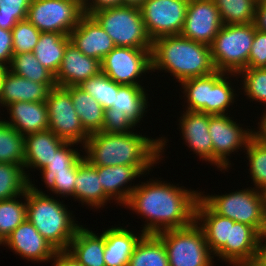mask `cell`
Here are the masks:
<instances>
[{
    "instance_id": "cell-3",
    "label": "cell",
    "mask_w": 266,
    "mask_h": 266,
    "mask_svg": "<svg viewBox=\"0 0 266 266\" xmlns=\"http://www.w3.org/2000/svg\"><path fill=\"white\" fill-rule=\"evenodd\" d=\"M152 71L169 72L179 84L187 79L204 77L216 71L210 46L181 34L156 38L151 50Z\"/></svg>"
},
{
    "instance_id": "cell-37",
    "label": "cell",
    "mask_w": 266,
    "mask_h": 266,
    "mask_svg": "<svg viewBox=\"0 0 266 266\" xmlns=\"http://www.w3.org/2000/svg\"><path fill=\"white\" fill-rule=\"evenodd\" d=\"M18 198H24V201ZM26 202V193H23L22 197L17 196L0 201V241L2 243L27 219Z\"/></svg>"
},
{
    "instance_id": "cell-15",
    "label": "cell",
    "mask_w": 266,
    "mask_h": 266,
    "mask_svg": "<svg viewBox=\"0 0 266 266\" xmlns=\"http://www.w3.org/2000/svg\"><path fill=\"white\" fill-rule=\"evenodd\" d=\"M223 25L213 0H189L181 35L210 46Z\"/></svg>"
},
{
    "instance_id": "cell-22",
    "label": "cell",
    "mask_w": 266,
    "mask_h": 266,
    "mask_svg": "<svg viewBox=\"0 0 266 266\" xmlns=\"http://www.w3.org/2000/svg\"><path fill=\"white\" fill-rule=\"evenodd\" d=\"M56 86V83L34 82L4 69L0 108L19 101L45 102L50 90Z\"/></svg>"
},
{
    "instance_id": "cell-36",
    "label": "cell",
    "mask_w": 266,
    "mask_h": 266,
    "mask_svg": "<svg viewBox=\"0 0 266 266\" xmlns=\"http://www.w3.org/2000/svg\"><path fill=\"white\" fill-rule=\"evenodd\" d=\"M24 136L13 126L0 119V162L24 167Z\"/></svg>"
},
{
    "instance_id": "cell-51",
    "label": "cell",
    "mask_w": 266,
    "mask_h": 266,
    "mask_svg": "<svg viewBox=\"0 0 266 266\" xmlns=\"http://www.w3.org/2000/svg\"><path fill=\"white\" fill-rule=\"evenodd\" d=\"M251 266H266V230L259 236L257 254Z\"/></svg>"
},
{
    "instance_id": "cell-30",
    "label": "cell",
    "mask_w": 266,
    "mask_h": 266,
    "mask_svg": "<svg viewBox=\"0 0 266 266\" xmlns=\"http://www.w3.org/2000/svg\"><path fill=\"white\" fill-rule=\"evenodd\" d=\"M71 95L72 103L82 127L88 134L101 132L104 123L103 107L79 86L65 88Z\"/></svg>"
},
{
    "instance_id": "cell-33",
    "label": "cell",
    "mask_w": 266,
    "mask_h": 266,
    "mask_svg": "<svg viewBox=\"0 0 266 266\" xmlns=\"http://www.w3.org/2000/svg\"><path fill=\"white\" fill-rule=\"evenodd\" d=\"M76 143L65 142L54 154L50 163L40 170L41 178H43L45 187L52 191L55 184L56 174L68 173L83 157L80 155L81 152L77 148L74 149ZM73 147V148H71ZM77 149V151H76Z\"/></svg>"
},
{
    "instance_id": "cell-46",
    "label": "cell",
    "mask_w": 266,
    "mask_h": 266,
    "mask_svg": "<svg viewBox=\"0 0 266 266\" xmlns=\"http://www.w3.org/2000/svg\"><path fill=\"white\" fill-rule=\"evenodd\" d=\"M85 160L83 157L73 168H71L68 173L56 174L55 184L52 193L55 195H61L63 198L66 196L74 197V181L76 180V171L78 166Z\"/></svg>"
},
{
    "instance_id": "cell-23",
    "label": "cell",
    "mask_w": 266,
    "mask_h": 266,
    "mask_svg": "<svg viewBox=\"0 0 266 266\" xmlns=\"http://www.w3.org/2000/svg\"><path fill=\"white\" fill-rule=\"evenodd\" d=\"M65 142L58 138L50 129L24 136V169L30 181L32 179H30V173H27L29 171L28 168H34L38 171L44 169L50 163L56 151Z\"/></svg>"
},
{
    "instance_id": "cell-48",
    "label": "cell",
    "mask_w": 266,
    "mask_h": 266,
    "mask_svg": "<svg viewBox=\"0 0 266 266\" xmlns=\"http://www.w3.org/2000/svg\"><path fill=\"white\" fill-rule=\"evenodd\" d=\"M84 14L91 15L98 10L122 6V0H82Z\"/></svg>"
},
{
    "instance_id": "cell-26",
    "label": "cell",
    "mask_w": 266,
    "mask_h": 266,
    "mask_svg": "<svg viewBox=\"0 0 266 266\" xmlns=\"http://www.w3.org/2000/svg\"><path fill=\"white\" fill-rule=\"evenodd\" d=\"M74 200L81 201L89 208H103L112 200L103 190L98 166H92L86 159L78 166L76 180L74 181Z\"/></svg>"
},
{
    "instance_id": "cell-14",
    "label": "cell",
    "mask_w": 266,
    "mask_h": 266,
    "mask_svg": "<svg viewBox=\"0 0 266 266\" xmlns=\"http://www.w3.org/2000/svg\"><path fill=\"white\" fill-rule=\"evenodd\" d=\"M188 4L189 0H145L140 11L150 39L181 34Z\"/></svg>"
},
{
    "instance_id": "cell-42",
    "label": "cell",
    "mask_w": 266,
    "mask_h": 266,
    "mask_svg": "<svg viewBox=\"0 0 266 266\" xmlns=\"http://www.w3.org/2000/svg\"><path fill=\"white\" fill-rule=\"evenodd\" d=\"M13 54L33 52L41 32L27 19L19 21L11 30Z\"/></svg>"
},
{
    "instance_id": "cell-17",
    "label": "cell",
    "mask_w": 266,
    "mask_h": 266,
    "mask_svg": "<svg viewBox=\"0 0 266 266\" xmlns=\"http://www.w3.org/2000/svg\"><path fill=\"white\" fill-rule=\"evenodd\" d=\"M23 259L35 262H50L55 252L53 248L29 220L22 222L2 243Z\"/></svg>"
},
{
    "instance_id": "cell-47",
    "label": "cell",
    "mask_w": 266,
    "mask_h": 266,
    "mask_svg": "<svg viewBox=\"0 0 266 266\" xmlns=\"http://www.w3.org/2000/svg\"><path fill=\"white\" fill-rule=\"evenodd\" d=\"M13 56V38L11 30L0 28V67L8 69Z\"/></svg>"
},
{
    "instance_id": "cell-38",
    "label": "cell",
    "mask_w": 266,
    "mask_h": 266,
    "mask_svg": "<svg viewBox=\"0 0 266 266\" xmlns=\"http://www.w3.org/2000/svg\"><path fill=\"white\" fill-rule=\"evenodd\" d=\"M245 150L254 188L266 193V142L255 134Z\"/></svg>"
},
{
    "instance_id": "cell-28",
    "label": "cell",
    "mask_w": 266,
    "mask_h": 266,
    "mask_svg": "<svg viewBox=\"0 0 266 266\" xmlns=\"http://www.w3.org/2000/svg\"><path fill=\"white\" fill-rule=\"evenodd\" d=\"M81 225L67 251L83 266H105V237Z\"/></svg>"
},
{
    "instance_id": "cell-27",
    "label": "cell",
    "mask_w": 266,
    "mask_h": 266,
    "mask_svg": "<svg viewBox=\"0 0 266 266\" xmlns=\"http://www.w3.org/2000/svg\"><path fill=\"white\" fill-rule=\"evenodd\" d=\"M260 234L251 226L230 224L229 265L251 266L257 254Z\"/></svg>"
},
{
    "instance_id": "cell-11",
    "label": "cell",
    "mask_w": 266,
    "mask_h": 266,
    "mask_svg": "<svg viewBox=\"0 0 266 266\" xmlns=\"http://www.w3.org/2000/svg\"><path fill=\"white\" fill-rule=\"evenodd\" d=\"M152 48L116 46L101 61V71L121 85H141L140 78L152 73Z\"/></svg>"
},
{
    "instance_id": "cell-4",
    "label": "cell",
    "mask_w": 266,
    "mask_h": 266,
    "mask_svg": "<svg viewBox=\"0 0 266 266\" xmlns=\"http://www.w3.org/2000/svg\"><path fill=\"white\" fill-rule=\"evenodd\" d=\"M30 181L26 190L27 220L38 230L43 238L56 250H67L81 226L72 216L63 201L46 195ZM60 201V202H59Z\"/></svg>"
},
{
    "instance_id": "cell-6",
    "label": "cell",
    "mask_w": 266,
    "mask_h": 266,
    "mask_svg": "<svg viewBox=\"0 0 266 266\" xmlns=\"http://www.w3.org/2000/svg\"><path fill=\"white\" fill-rule=\"evenodd\" d=\"M200 198L218 215L253 227L260 235L266 230V193L254 187Z\"/></svg>"
},
{
    "instance_id": "cell-34",
    "label": "cell",
    "mask_w": 266,
    "mask_h": 266,
    "mask_svg": "<svg viewBox=\"0 0 266 266\" xmlns=\"http://www.w3.org/2000/svg\"><path fill=\"white\" fill-rule=\"evenodd\" d=\"M8 70L34 82L56 83L55 75L37 60L33 52L13 54Z\"/></svg>"
},
{
    "instance_id": "cell-49",
    "label": "cell",
    "mask_w": 266,
    "mask_h": 266,
    "mask_svg": "<svg viewBox=\"0 0 266 266\" xmlns=\"http://www.w3.org/2000/svg\"><path fill=\"white\" fill-rule=\"evenodd\" d=\"M253 24L255 29L266 33V0H257Z\"/></svg>"
},
{
    "instance_id": "cell-29",
    "label": "cell",
    "mask_w": 266,
    "mask_h": 266,
    "mask_svg": "<svg viewBox=\"0 0 266 266\" xmlns=\"http://www.w3.org/2000/svg\"><path fill=\"white\" fill-rule=\"evenodd\" d=\"M142 85H121L115 92L114 112L125 113L126 117L137 126L147 113L148 95ZM146 109V110H145Z\"/></svg>"
},
{
    "instance_id": "cell-31",
    "label": "cell",
    "mask_w": 266,
    "mask_h": 266,
    "mask_svg": "<svg viewBox=\"0 0 266 266\" xmlns=\"http://www.w3.org/2000/svg\"><path fill=\"white\" fill-rule=\"evenodd\" d=\"M70 38L61 33L42 32L33 54L37 60L54 75L57 74Z\"/></svg>"
},
{
    "instance_id": "cell-39",
    "label": "cell",
    "mask_w": 266,
    "mask_h": 266,
    "mask_svg": "<svg viewBox=\"0 0 266 266\" xmlns=\"http://www.w3.org/2000/svg\"><path fill=\"white\" fill-rule=\"evenodd\" d=\"M226 25L249 24L254 21L257 0H213Z\"/></svg>"
},
{
    "instance_id": "cell-52",
    "label": "cell",
    "mask_w": 266,
    "mask_h": 266,
    "mask_svg": "<svg viewBox=\"0 0 266 266\" xmlns=\"http://www.w3.org/2000/svg\"><path fill=\"white\" fill-rule=\"evenodd\" d=\"M260 122H258V130L256 129V134L266 142V111L263 112L262 118L260 117Z\"/></svg>"
},
{
    "instance_id": "cell-50",
    "label": "cell",
    "mask_w": 266,
    "mask_h": 266,
    "mask_svg": "<svg viewBox=\"0 0 266 266\" xmlns=\"http://www.w3.org/2000/svg\"><path fill=\"white\" fill-rule=\"evenodd\" d=\"M52 262V266H83L67 250H57Z\"/></svg>"
},
{
    "instance_id": "cell-7",
    "label": "cell",
    "mask_w": 266,
    "mask_h": 266,
    "mask_svg": "<svg viewBox=\"0 0 266 266\" xmlns=\"http://www.w3.org/2000/svg\"><path fill=\"white\" fill-rule=\"evenodd\" d=\"M255 36L253 22L249 24H224L210 45L216 71L238 74L247 68Z\"/></svg>"
},
{
    "instance_id": "cell-12",
    "label": "cell",
    "mask_w": 266,
    "mask_h": 266,
    "mask_svg": "<svg viewBox=\"0 0 266 266\" xmlns=\"http://www.w3.org/2000/svg\"><path fill=\"white\" fill-rule=\"evenodd\" d=\"M230 115L209 114V134L213 144V164L222 172L227 171L231 163L228 159L232 152L245 149L256 134L255 129L241 127ZM247 129V130H246ZM241 147V148H240ZM243 147V148H242ZM227 169V170H226Z\"/></svg>"
},
{
    "instance_id": "cell-13",
    "label": "cell",
    "mask_w": 266,
    "mask_h": 266,
    "mask_svg": "<svg viewBox=\"0 0 266 266\" xmlns=\"http://www.w3.org/2000/svg\"><path fill=\"white\" fill-rule=\"evenodd\" d=\"M50 129L58 138L85 145L89 134L84 130L70 93L60 86L52 88L45 101Z\"/></svg>"
},
{
    "instance_id": "cell-45",
    "label": "cell",
    "mask_w": 266,
    "mask_h": 266,
    "mask_svg": "<svg viewBox=\"0 0 266 266\" xmlns=\"http://www.w3.org/2000/svg\"><path fill=\"white\" fill-rule=\"evenodd\" d=\"M247 68H266V33L255 29Z\"/></svg>"
},
{
    "instance_id": "cell-8",
    "label": "cell",
    "mask_w": 266,
    "mask_h": 266,
    "mask_svg": "<svg viewBox=\"0 0 266 266\" xmlns=\"http://www.w3.org/2000/svg\"><path fill=\"white\" fill-rule=\"evenodd\" d=\"M91 16L107 32L115 46L152 48L139 7H109L93 12Z\"/></svg>"
},
{
    "instance_id": "cell-18",
    "label": "cell",
    "mask_w": 266,
    "mask_h": 266,
    "mask_svg": "<svg viewBox=\"0 0 266 266\" xmlns=\"http://www.w3.org/2000/svg\"><path fill=\"white\" fill-rule=\"evenodd\" d=\"M69 38L70 42L84 55L99 61H102L116 47L107 32L91 15L87 14L80 18L78 25L69 34Z\"/></svg>"
},
{
    "instance_id": "cell-5",
    "label": "cell",
    "mask_w": 266,
    "mask_h": 266,
    "mask_svg": "<svg viewBox=\"0 0 266 266\" xmlns=\"http://www.w3.org/2000/svg\"><path fill=\"white\" fill-rule=\"evenodd\" d=\"M231 76L239 78L235 73L215 71L204 77L182 81L179 85L183 88V97L187 103L185 109L210 115H227L228 108L236 102L234 100L238 96L229 79Z\"/></svg>"
},
{
    "instance_id": "cell-19",
    "label": "cell",
    "mask_w": 266,
    "mask_h": 266,
    "mask_svg": "<svg viewBox=\"0 0 266 266\" xmlns=\"http://www.w3.org/2000/svg\"><path fill=\"white\" fill-rule=\"evenodd\" d=\"M151 167L154 166H98V177H100L104 192L117 204L123 206L138 185H131L133 179L139 178L140 175H147V172L149 174Z\"/></svg>"
},
{
    "instance_id": "cell-54",
    "label": "cell",
    "mask_w": 266,
    "mask_h": 266,
    "mask_svg": "<svg viewBox=\"0 0 266 266\" xmlns=\"http://www.w3.org/2000/svg\"><path fill=\"white\" fill-rule=\"evenodd\" d=\"M3 71H4V68L0 67V94L2 91Z\"/></svg>"
},
{
    "instance_id": "cell-24",
    "label": "cell",
    "mask_w": 266,
    "mask_h": 266,
    "mask_svg": "<svg viewBox=\"0 0 266 266\" xmlns=\"http://www.w3.org/2000/svg\"><path fill=\"white\" fill-rule=\"evenodd\" d=\"M9 120L4 121L13 126L23 136L47 130L49 127L48 112L45 102L19 101L9 104Z\"/></svg>"
},
{
    "instance_id": "cell-16",
    "label": "cell",
    "mask_w": 266,
    "mask_h": 266,
    "mask_svg": "<svg viewBox=\"0 0 266 266\" xmlns=\"http://www.w3.org/2000/svg\"><path fill=\"white\" fill-rule=\"evenodd\" d=\"M195 222L202 229L214 257L229 263L230 224L235 221L216 214L201 198L196 205Z\"/></svg>"
},
{
    "instance_id": "cell-44",
    "label": "cell",
    "mask_w": 266,
    "mask_h": 266,
    "mask_svg": "<svg viewBox=\"0 0 266 266\" xmlns=\"http://www.w3.org/2000/svg\"><path fill=\"white\" fill-rule=\"evenodd\" d=\"M134 127L135 125L126 117L125 113L114 112L113 108L105 109L101 132L126 134L134 131Z\"/></svg>"
},
{
    "instance_id": "cell-20",
    "label": "cell",
    "mask_w": 266,
    "mask_h": 266,
    "mask_svg": "<svg viewBox=\"0 0 266 266\" xmlns=\"http://www.w3.org/2000/svg\"><path fill=\"white\" fill-rule=\"evenodd\" d=\"M178 122L182 139L190 151L198 155L202 161L213 165V144L208 132L209 114L185 109Z\"/></svg>"
},
{
    "instance_id": "cell-9",
    "label": "cell",
    "mask_w": 266,
    "mask_h": 266,
    "mask_svg": "<svg viewBox=\"0 0 266 266\" xmlns=\"http://www.w3.org/2000/svg\"><path fill=\"white\" fill-rule=\"evenodd\" d=\"M167 252L169 266H214L202 229L196 222L188 227L156 234Z\"/></svg>"
},
{
    "instance_id": "cell-53",
    "label": "cell",
    "mask_w": 266,
    "mask_h": 266,
    "mask_svg": "<svg viewBox=\"0 0 266 266\" xmlns=\"http://www.w3.org/2000/svg\"><path fill=\"white\" fill-rule=\"evenodd\" d=\"M145 0H122V6L141 7Z\"/></svg>"
},
{
    "instance_id": "cell-40",
    "label": "cell",
    "mask_w": 266,
    "mask_h": 266,
    "mask_svg": "<svg viewBox=\"0 0 266 266\" xmlns=\"http://www.w3.org/2000/svg\"><path fill=\"white\" fill-rule=\"evenodd\" d=\"M79 87L98 101L105 110L112 107L119 84L101 72L97 76L83 81Z\"/></svg>"
},
{
    "instance_id": "cell-1",
    "label": "cell",
    "mask_w": 266,
    "mask_h": 266,
    "mask_svg": "<svg viewBox=\"0 0 266 266\" xmlns=\"http://www.w3.org/2000/svg\"><path fill=\"white\" fill-rule=\"evenodd\" d=\"M149 180L138 183L124 204L125 208L146 218L141 230L144 234L185 228L195 222L200 191L188 190L179 184L177 187L159 179Z\"/></svg>"
},
{
    "instance_id": "cell-10",
    "label": "cell",
    "mask_w": 266,
    "mask_h": 266,
    "mask_svg": "<svg viewBox=\"0 0 266 266\" xmlns=\"http://www.w3.org/2000/svg\"><path fill=\"white\" fill-rule=\"evenodd\" d=\"M83 15L82 0H31L27 20L41 33L69 36Z\"/></svg>"
},
{
    "instance_id": "cell-2",
    "label": "cell",
    "mask_w": 266,
    "mask_h": 266,
    "mask_svg": "<svg viewBox=\"0 0 266 266\" xmlns=\"http://www.w3.org/2000/svg\"><path fill=\"white\" fill-rule=\"evenodd\" d=\"M153 139L137 132L126 134L96 132L89 134L83 148L92 166H154L163 158L168 139Z\"/></svg>"
},
{
    "instance_id": "cell-32",
    "label": "cell",
    "mask_w": 266,
    "mask_h": 266,
    "mask_svg": "<svg viewBox=\"0 0 266 266\" xmlns=\"http://www.w3.org/2000/svg\"><path fill=\"white\" fill-rule=\"evenodd\" d=\"M128 266H169L163 241L156 234H145L137 243Z\"/></svg>"
},
{
    "instance_id": "cell-25",
    "label": "cell",
    "mask_w": 266,
    "mask_h": 266,
    "mask_svg": "<svg viewBox=\"0 0 266 266\" xmlns=\"http://www.w3.org/2000/svg\"><path fill=\"white\" fill-rule=\"evenodd\" d=\"M105 237L104 261L105 266H128L130 257L140 239L145 235L134 234L126 227L107 228L102 233Z\"/></svg>"
},
{
    "instance_id": "cell-21",
    "label": "cell",
    "mask_w": 266,
    "mask_h": 266,
    "mask_svg": "<svg viewBox=\"0 0 266 266\" xmlns=\"http://www.w3.org/2000/svg\"><path fill=\"white\" fill-rule=\"evenodd\" d=\"M101 71V61L84 55L71 42L66 46L61 66L55 75L57 86H79L83 81L97 76Z\"/></svg>"
},
{
    "instance_id": "cell-41",
    "label": "cell",
    "mask_w": 266,
    "mask_h": 266,
    "mask_svg": "<svg viewBox=\"0 0 266 266\" xmlns=\"http://www.w3.org/2000/svg\"><path fill=\"white\" fill-rule=\"evenodd\" d=\"M237 75H242V89L250 101L266 104V68H245Z\"/></svg>"
},
{
    "instance_id": "cell-35",
    "label": "cell",
    "mask_w": 266,
    "mask_h": 266,
    "mask_svg": "<svg viewBox=\"0 0 266 266\" xmlns=\"http://www.w3.org/2000/svg\"><path fill=\"white\" fill-rule=\"evenodd\" d=\"M29 187L23 166L0 162V201L22 196Z\"/></svg>"
},
{
    "instance_id": "cell-43",
    "label": "cell",
    "mask_w": 266,
    "mask_h": 266,
    "mask_svg": "<svg viewBox=\"0 0 266 266\" xmlns=\"http://www.w3.org/2000/svg\"><path fill=\"white\" fill-rule=\"evenodd\" d=\"M31 0H0V28L12 30L21 20L27 19Z\"/></svg>"
}]
</instances>
